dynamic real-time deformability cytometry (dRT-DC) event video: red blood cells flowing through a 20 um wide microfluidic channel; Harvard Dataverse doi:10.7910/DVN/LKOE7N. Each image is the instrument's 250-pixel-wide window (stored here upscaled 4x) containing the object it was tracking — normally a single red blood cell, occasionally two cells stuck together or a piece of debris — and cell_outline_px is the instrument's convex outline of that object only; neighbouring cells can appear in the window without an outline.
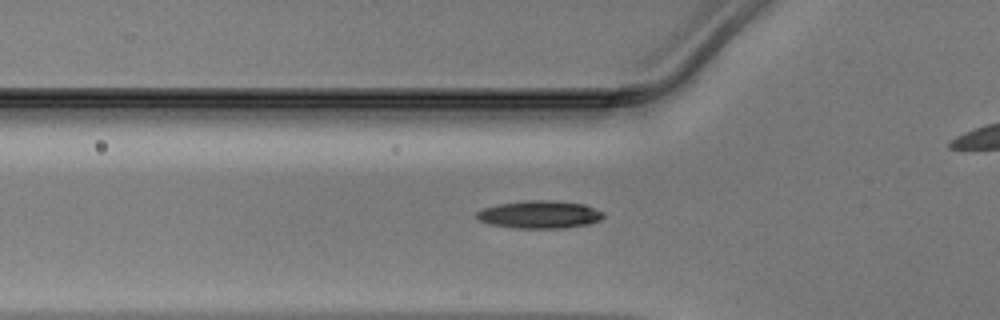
{"species": "Egyptian fruit bat (a non-hibernating species)", "species_latin": "Rousettus aegyptiacus", "temperature_condition": "warm", "stored_images_in_passage": 37, "camera_frame_rate_fps": 3000, "um_per_image_px": 0.085, "animal": {"sex": "male"}, "frame": {"image": 1, "passage_image": 11, "time_ms": 3.333, "image_size_px": [1000, 320], "cell_outline_px": [[604, 216], [600, 220], [588, 224], [560, 228], [516, 228], [488, 224], [476, 220], [476, 212], [484, 208], [496, 204], [524, 200], [552, 200], [584, 204], [604, 212]], "centroid_in_image_um": [45.82, 18.23], "position_along_channel_um": 80.0, "area_um2": 20.63}}
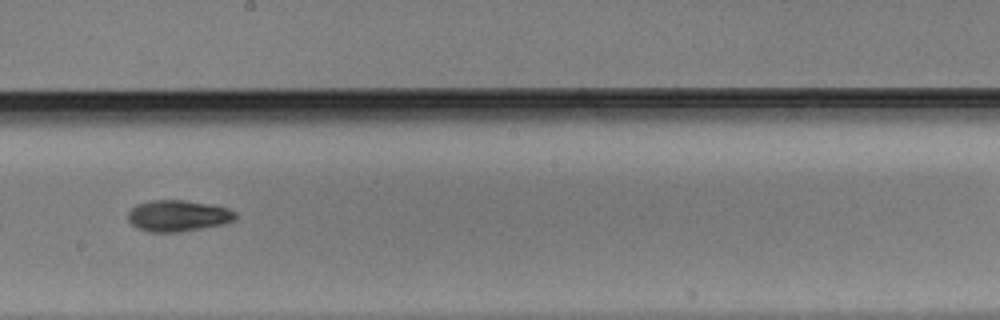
{"frame": {"image": 2, "passage_image": 22, "time_ms": 7.0, "image_size_px": [1000, 320], "cell_outline_px": [[236, 220], [228, 224], [180, 232], [152, 232], [136, 228], [128, 220], [128, 212], [136, 204], [148, 200], [184, 200], [212, 204], [228, 208], [236, 212]], "centroid_in_image_um": [15.17, 18.34], "position_along_channel_um": 233.0, "area_um2": 20.0}}
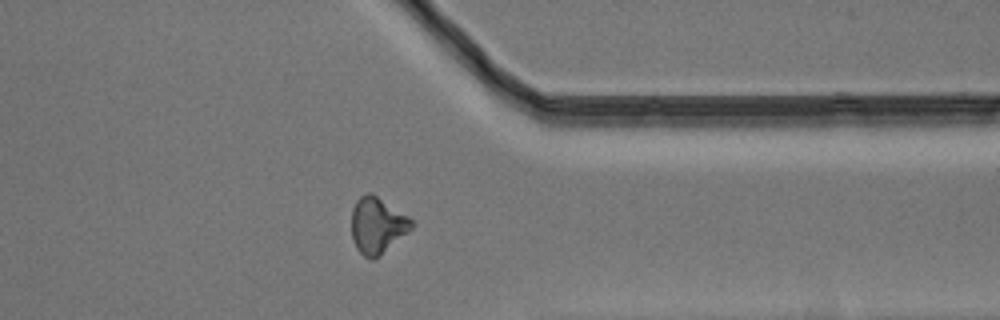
{"frame": {"image": 3, "passage_image": 33, "time_ms": 10.667, "image_size_px": [1000, 320], "cell_outline_px": [[416, 224], [408, 232], [380, 256], [372, 260], [364, 256], [356, 248], [352, 240], [352, 208], [356, 200], [360, 196], [368, 192], [376, 196], [408, 216]], "centroid_in_image_um": [32.06, 19.18], "position_along_channel_um": 379.3, "area_um2": 19.59}}